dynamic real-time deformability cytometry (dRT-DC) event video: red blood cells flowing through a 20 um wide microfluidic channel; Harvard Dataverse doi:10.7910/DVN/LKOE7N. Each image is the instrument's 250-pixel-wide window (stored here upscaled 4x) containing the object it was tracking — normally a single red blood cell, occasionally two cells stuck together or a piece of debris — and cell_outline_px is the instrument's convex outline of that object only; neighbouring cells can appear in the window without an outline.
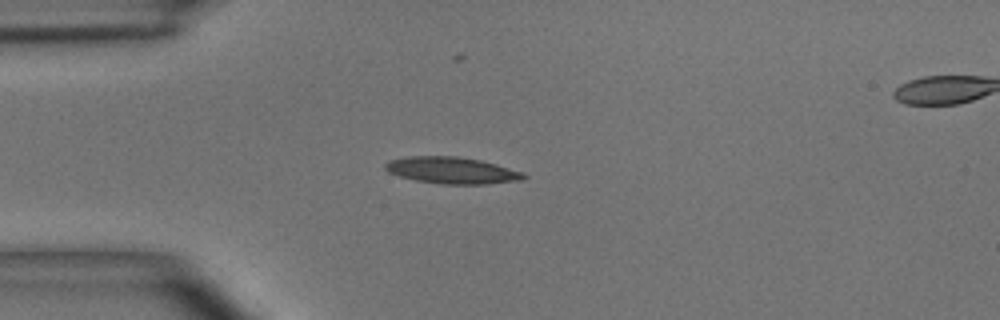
{"species": "common noctule bat (a hibernating species)", "species_latin": "Nyctalus noctula", "temperature_condition": "room temperature", "stored_images_in_passage": 38, "camera_frame_rate_fps": 3000, "um_per_image_px": 0.085, "animal": {"sex": "male", "body_mass_g": 15.6}, "frame": {"image": 1, "passage_image": 1, "time_ms": 0.0, "image_size_px": [1000, 320], "cell_outline_px": [[528, 176], [520, 180], [488, 184], [440, 184], [416, 180], [400, 176], [388, 172], [384, 168], [384, 164], [388, 160], [408, 156], [456, 156], [480, 160], [496, 164], [524, 172]], "centroid_in_image_um": [38.4, 14.48], "position_along_channel_um": 46.6, "area_um2": 21.56}}
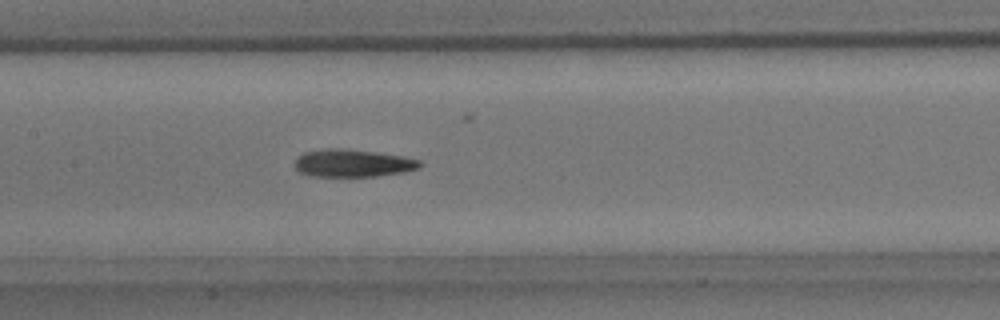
{"frame": {"image": 2, "passage_image": 12, "time_ms": 3.667, "image_size_px": [1000, 320], "cell_outline_px": [[424, 164], [420, 168], [404, 172], [376, 176], [308, 176], [300, 172], [296, 168], [296, 156], [304, 152], [328, 148], [340, 148], [376, 152], [400, 156], [420, 160]], "centroid_in_image_um": [29.99, 13.87], "position_along_channel_um": 177.4, "area_um2": 20.11}}
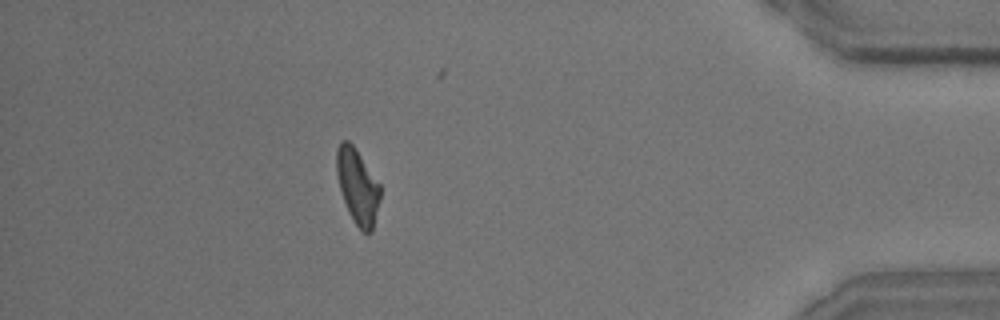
{"frame": {"image": 3, "passage_image": 33, "time_ms": 10.667, "image_size_px": [1000, 320], "cell_outline_px": [[380, 200], [372, 232], [364, 232], [352, 220], [348, 212], [340, 188], [336, 172], [336, 148], [344, 140], [348, 140], [356, 148], [380, 184]], "centroid_in_image_um": [30.39, 15.83], "position_along_channel_um": 404.8, "area_um2": 19.02}, "authors_computed_cell_mechanics": {"area_um2": 20.0277, "velocity_mm_per_s": 3.9243, "shape_relaxation_time_tau1_ms": 5.8336, "shape_relaxation_time_tau2_ms": 4.563, "deformation_change_tau1": 0.1732, "deformation_change_tau2": 0.1472}}